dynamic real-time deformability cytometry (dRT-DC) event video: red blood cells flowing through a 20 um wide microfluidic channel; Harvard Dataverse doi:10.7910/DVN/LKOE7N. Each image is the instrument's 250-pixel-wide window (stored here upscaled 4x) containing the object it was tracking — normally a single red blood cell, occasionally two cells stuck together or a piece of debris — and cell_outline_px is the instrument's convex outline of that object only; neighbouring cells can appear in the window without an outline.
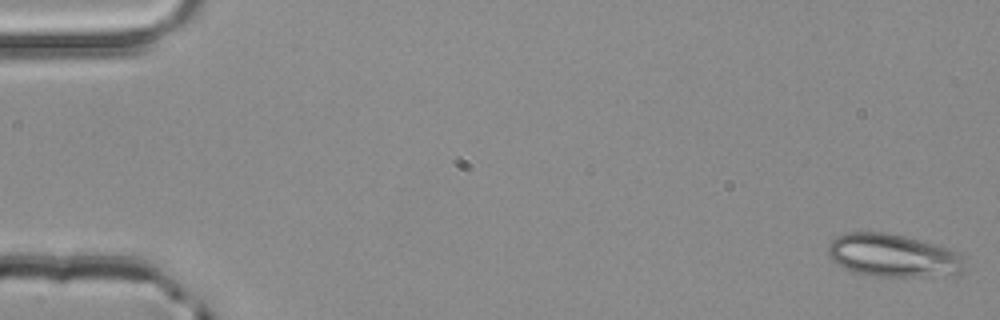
{"species": "common noctule bat (a hibernating species)", "species_latin": "Nyctalus noctula", "temperature_condition": "room temperature", "stored_images_in_passage": 4, "camera_frame_rate_fps": 3000, "um_per_image_px": 0.085, "animal": {"sex": "male", "body_mass_g": 20.4}, "frame": {"image": 1, "passage_image": 1, "time_ms": 0.0, "image_size_px": [1000, 320], "cell_outline_px": [[964, 272], [956, 276], [880, 276], [852, 272], [832, 260], [828, 252], [828, 244], [836, 236], [848, 232], [884, 232], [904, 236], [948, 248], [964, 256]], "centroid_in_image_um": [75.95, 21.73], "position_along_channel_um": 9.0, "area_um2": 34.28}}